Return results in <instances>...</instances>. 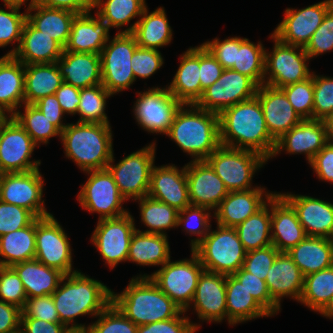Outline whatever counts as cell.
I'll return each instance as SVG.
<instances>
[{
    "mask_svg": "<svg viewBox=\"0 0 333 333\" xmlns=\"http://www.w3.org/2000/svg\"><path fill=\"white\" fill-rule=\"evenodd\" d=\"M222 146L251 150L269 160L276 140L270 135L258 97L237 103L219 114Z\"/></svg>",
    "mask_w": 333,
    "mask_h": 333,
    "instance_id": "6da1fadb",
    "label": "cell"
},
{
    "mask_svg": "<svg viewBox=\"0 0 333 333\" xmlns=\"http://www.w3.org/2000/svg\"><path fill=\"white\" fill-rule=\"evenodd\" d=\"M52 298L60 323L70 330L86 331L88 325L76 323L75 318L99 315L112 302V291L104 283L77 271L63 277Z\"/></svg>",
    "mask_w": 333,
    "mask_h": 333,
    "instance_id": "7a4b0ae2",
    "label": "cell"
},
{
    "mask_svg": "<svg viewBox=\"0 0 333 333\" xmlns=\"http://www.w3.org/2000/svg\"><path fill=\"white\" fill-rule=\"evenodd\" d=\"M166 135L193 161L206 160L221 145L219 114L183 104Z\"/></svg>",
    "mask_w": 333,
    "mask_h": 333,
    "instance_id": "3957f363",
    "label": "cell"
},
{
    "mask_svg": "<svg viewBox=\"0 0 333 333\" xmlns=\"http://www.w3.org/2000/svg\"><path fill=\"white\" fill-rule=\"evenodd\" d=\"M112 303L137 326L172 319L183 311L149 277H132L121 293L112 291Z\"/></svg>",
    "mask_w": 333,
    "mask_h": 333,
    "instance_id": "277c9868",
    "label": "cell"
},
{
    "mask_svg": "<svg viewBox=\"0 0 333 333\" xmlns=\"http://www.w3.org/2000/svg\"><path fill=\"white\" fill-rule=\"evenodd\" d=\"M110 124L78 122L61 132L65 156L72 159L81 171L107 169L113 156Z\"/></svg>",
    "mask_w": 333,
    "mask_h": 333,
    "instance_id": "5b68a950",
    "label": "cell"
},
{
    "mask_svg": "<svg viewBox=\"0 0 333 333\" xmlns=\"http://www.w3.org/2000/svg\"><path fill=\"white\" fill-rule=\"evenodd\" d=\"M210 227L205 238L192 251L197 255L204 270L223 275H233L243 267L246 251L233 227L217 224Z\"/></svg>",
    "mask_w": 333,
    "mask_h": 333,
    "instance_id": "8992f818",
    "label": "cell"
},
{
    "mask_svg": "<svg viewBox=\"0 0 333 333\" xmlns=\"http://www.w3.org/2000/svg\"><path fill=\"white\" fill-rule=\"evenodd\" d=\"M203 270L204 267L197 255L191 250L190 259L175 262H171L170 259L151 275L144 274L137 277H149L172 301L187 312L192 306L198 279Z\"/></svg>",
    "mask_w": 333,
    "mask_h": 333,
    "instance_id": "52a82bcc",
    "label": "cell"
},
{
    "mask_svg": "<svg viewBox=\"0 0 333 333\" xmlns=\"http://www.w3.org/2000/svg\"><path fill=\"white\" fill-rule=\"evenodd\" d=\"M206 161L231 191H245L252 188V177L266 164L261 154L245 149H235L220 145Z\"/></svg>",
    "mask_w": 333,
    "mask_h": 333,
    "instance_id": "ba28073f",
    "label": "cell"
},
{
    "mask_svg": "<svg viewBox=\"0 0 333 333\" xmlns=\"http://www.w3.org/2000/svg\"><path fill=\"white\" fill-rule=\"evenodd\" d=\"M137 47L132 33H116L103 47L100 53L102 85L112 95L129 89L135 82L131 58Z\"/></svg>",
    "mask_w": 333,
    "mask_h": 333,
    "instance_id": "9c48e42d",
    "label": "cell"
},
{
    "mask_svg": "<svg viewBox=\"0 0 333 333\" xmlns=\"http://www.w3.org/2000/svg\"><path fill=\"white\" fill-rule=\"evenodd\" d=\"M269 37L275 43L270 53L265 50L264 84L283 88L312 76L306 63L310 58L303 47L284 44L272 34Z\"/></svg>",
    "mask_w": 333,
    "mask_h": 333,
    "instance_id": "30bf717a",
    "label": "cell"
},
{
    "mask_svg": "<svg viewBox=\"0 0 333 333\" xmlns=\"http://www.w3.org/2000/svg\"><path fill=\"white\" fill-rule=\"evenodd\" d=\"M156 143L131 153L114 165V155L108 163L107 169L113 175L120 194L128 201H137L147 196L151 170L155 161Z\"/></svg>",
    "mask_w": 333,
    "mask_h": 333,
    "instance_id": "8fae6325",
    "label": "cell"
},
{
    "mask_svg": "<svg viewBox=\"0 0 333 333\" xmlns=\"http://www.w3.org/2000/svg\"><path fill=\"white\" fill-rule=\"evenodd\" d=\"M84 173L90 175L78 194L80 206L99 214V219L116 218L129 211L122 207L127 201L119 192L113 175L108 169L90 170Z\"/></svg>",
    "mask_w": 333,
    "mask_h": 333,
    "instance_id": "7c38bea8",
    "label": "cell"
},
{
    "mask_svg": "<svg viewBox=\"0 0 333 333\" xmlns=\"http://www.w3.org/2000/svg\"><path fill=\"white\" fill-rule=\"evenodd\" d=\"M35 259L65 275L72 269V249L62 226L52 215L35 219Z\"/></svg>",
    "mask_w": 333,
    "mask_h": 333,
    "instance_id": "4fadbf2b",
    "label": "cell"
},
{
    "mask_svg": "<svg viewBox=\"0 0 333 333\" xmlns=\"http://www.w3.org/2000/svg\"><path fill=\"white\" fill-rule=\"evenodd\" d=\"M134 103V115L138 125L149 133H168L175 114L183 105L167 87H152L148 91L139 92Z\"/></svg>",
    "mask_w": 333,
    "mask_h": 333,
    "instance_id": "5bb4252c",
    "label": "cell"
},
{
    "mask_svg": "<svg viewBox=\"0 0 333 333\" xmlns=\"http://www.w3.org/2000/svg\"><path fill=\"white\" fill-rule=\"evenodd\" d=\"M135 230L134 218L130 212L116 218L98 220L91 242L110 269L115 268L122 261H127L132 234Z\"/></svg>",
    "mask_w": 333,
    "mask_h": 333,
    "instance_id": "9a60e30c",
    "label": "cell"
},
{
    "mask_svg": "<svg viewBox=\"0 0 333 333\" xmlns=\"http://www.w3.org/2000/svg\"><path fill=\"white\" fill-rule=\"evenodd\" d=\"M44 178L39 168L27 172L0 174V200L30 210L37 218L52 215L46 211L43 197Z\"/></svg>",
    "mask_w": 333,
    "mask_h": 333,
    "instance_id": "2e32d148",
    "label": "cell"
},
{
    "mask_svg": "<svg viewBox=\"0 0 333 333\" xmlns=\"http://www.w3.org/2000/svg\"><path fill=\"white\" fill-rule=\"evenodd\" d=\"M258 87L251 78L232 69H224L220 78L203 91L195 105L220 114L228 107L253 98Z\"/></svg>",
    "mask_w": 333,
    "mask_h": 333,
    "instance_id": "e0dca14e",
    "label": "cell"
},
{
    "mask_svg": "<svg viewBox=\"0 0 333 333\" xmlns=\"http://www.w3.org/2000/svg\"><path fill=\"white\" fill-rule=\"evenodd\" d=\"M36 146L30 135L11 115L4 116L0 140V174L38 169L41 161H30Z\"/></svg>",
    "mask_w": 333,
    "mask_h": 333,
    "instance_id": "ac0fdd59",
    "label": "cell"
},
{
    "mask_svg": "<svg viewBox=\"0 0 333 333\" xmlns=\"http://www.w3.org/2000/svg\"><path fill=\"white\" fill-rule=\"evenodd\" d=\"M332 6L333 0H324L299 10L287 8L272 35L284 44L305 48Z\"/></svg>",
    "mask_w": 333,
    "mask_h": 333,
    "instance_id": "d6986e66",
    "label": "cell"
},
{
    "mask_svg": "<svg viewBox=\"0 0 333 333\" xmlns=\"http://www.w3.org/2000/svg\"><path fill=\"white\" fill-rule=\"evenodd\" d=\"M185 172L191 205L216 210L229 191L210 164L191 160L185 164Z\"/></svg>",
    "mask_w": 333,
    "mask_h": 333,
    "instance_id": "ffe728a7",
    "label": "cell"
},
{
    "mask_svg": "<svg viewBox=\"0 0 333 333\" xmlns=\"http://www.w3.org/2000/svg\"><path fill=\"white\" fill-rule=\"evenodd\" d=\"M147 196L181 211L191 205L185 166L179 170L175 164L155 166L150 175Z\"/></svg>",
    "mask_w": 333,
    "mask_h": 333,
    "instance_id": "44dd1931",
    "label": "cell"
},
{
    "mask_svg": "<svg viewBox=\"0 0 333 333\" xmlns=\"http://www.w3.org/2000/svg\"><path fill=\"white\" fill-rule=\"evenodd\" d=\"M192 303L202 321L220 323L226 319V275L203 270Z\"/></svg>",
    "mask_w": 333,
    "mask_h": 333,
    "instance_id": "7402d4cb",
    "label": "cell"
},
{
    "mask_svg": "<svg viewBox=\"0 0 333 333\" xmlns=\"http://www.w3.org/2000/svg\"><path fill=\"white\" fill-rule=\"evenodd\" d=\"M296 211L307 236L333 239V204L305 195L279 193Z\"/></svg>",
    "mask_w": 333,
    "mask_h": 333,
    "instance_id": "603a6c76",
    "label": "cell"
},
{
    "mask_svg": "<svg viewBox=\"0 0 333 333\" xmlns=\"http://www.w3.org/2000/svg\"><path fill=\"white\" fill-rule=\"evenodd\" d=\"M256 96L261 104L267 129L275 140L303 120L281 88L262 84L258 87Z\"/></svg>",
    "mask_w": 333,
    "mask_h": 333,
    "instance_id": "cb8c5ba5",
    "label": "cell"
},
{
    "mask_svg": "<svg viewBox=\"0 0 333 333\" xmlns=\"http://www.w3.org/2000/svg\"><path fill=\"white\" fill-rule=\"evenodd\" d=\"M328 143L326 126L323 120L303 119L278 140L272 157L285 150L289 154H306L310 163L313 157Z\"/></svg>",
    "mask_w": 333,
    "mask_h": 333,
    "instance_id": "d4e9b609",
    "label": "cell"
},
{
    "mask_svg": "<svg viewBox=\"0 0 333 333\" xmlns=\"http://www.w3.org/2000/svg\"><path fill=\"white\" fill-rule=\"evenodd\" d=\"M273 195V192H266L261 186L228 192L214 211L216 222L224 227L235 228L260 210Z\"/></svg>",
    "mask_w": 333,
    "mask_h": 333,
    "instance_id": "484cf974",
    "label": "cell"
},
{
    "mask_svg": "<svg viewBox=\"0 0 333 333\" xmlns=\"http://www.w3.org/2000/svg\"><path fill=\"white\" fill-rule=\"evenodd\" d=\"M307 237L296 211L279 194L271 197V241L279 252H288Z\"/></svg>",
    "mask_w": 333,
    "mask_h": 333,
    "instance_id": "4316f807",
    "label": "cell"
},
{
    "mask_svg": "<svg viewBox=\"0 0 333 333\" xmlns=\"http://www.w3.org/2000/svg\"><path fill=\"white\" fill-rule=\"evenodd\" d=\"M109 26L96 13L77 14L64 51L100 54L110 39Z\"/></svg>",
    "mask_w": 333,
    "mask_h": 333,
    "instance_id": "83f0119b",
    "label": "cell"
},
{
    "mask_svg": "<svg viewBox=\"0 0 333 333\" xmlns=\"http://www.w3.org/2000/svg\"><path fill=\"white\" fill-rule=\"evenodd\" d=\"M272 300L281 308L283 297L300 300L304 275L287 252H279L265 280Z\"/></svg>",
    "mask_w": 333,
    "mask_h": 333,
    "instance_id": "f1b7e54d",
    "label": "cell"
},
{
    "mask_svg": "<svg viewBox=\"0 0 333 333\" xmlns=\"http://www.w3.org/2000/svg\"><path fill=\"white\" fill-rule=\"evenodd\" d=\"M55 63L65 83L80 89L102 84L100 54L64 51Z\"/></svg>",
    "mask_w": 333,
    "mask_h": 333,
    "instance_id": "f546056e",
    "label": "cell"
},
{
    "mask_svg": "<svg viewBox=\"0 0 333 333\" xmlns=\"http://www.w3.org/2000/svg\"><path fill=\"white\" fill-rule=\"evenodd\" d=\"M63 52L64 47L60 43L26 21L19 48L13 56L24 65L50 64L55 63Z\"/></svg>",
    "mask_w": 333,
    "mask_h": 333,
    "instance_id": "4dcf8cb0",
    "label": "cell"
},
{
    "mask_svg": "<svg viewBox=\"0 0 333 333\" xmlns=\"http://www.w3.org/2000/svg\"><path fill=\"white\" fill-rule=\"evenodd\" d=\"M169 92L182 104H196L201 98L200 46L190 47L180 57V65Z\"/></svg>",
    "mask_w": 333,
    "mask_h": 333,
    "instance_id": "1f68e13d",
    "label": "cell"
},
{
    "mask_svg": "<svg viewBox=\"0 0 333 333\" xmlns=\"http://www.w3.org/2000/svg\"><path fill=\"white\" fill-rule=\"evenodd\" d=\"M146 7L136 22L123 31L117 33H132L137 45L142 48L155 49L167 46L173 39L165 9L158 7L148 14Z\"/></svg>",
    "mask_w": 333,
    "mask_h": 333,
    "instance_id": "d6a6232c",
    "label": "cell"
},
{
    "mask_svg": "<svg viewBox=\"0 0 333 333\" xmlns=\"http://www.w3.org/2000/svg\"><path fill=\"white\" fill-rule=\"evenodd\" d=\"M24 64L13 55L0 58V109L13 115L24 104Z\"/></svg>",
    "mask_w": 333,
    "mask_h": 333,
    "instance_id": "836d02e7",
    "label": "cell"
},
{
    "mask_svg": "<svg viewBox=\"0 0 333 333\" xmlns=\"http://www.w3.org/2000/svg\"><path fill=\"white\" fill-rule=\"evenodd\" d=\"M28 298L52 295L65 274L36 259L14 264Z\"/></svg>",
    "mask_w": 333,
    "mask_h": 333,
    "instance_id": "e575fe53",
    "label": "cell"
},
{
    "mask_svg": "<svg viewBox=\"0 0 333 333\" xmlns=\"http://www.w3.org/2000/svg\"><path fill=\"white\" fill-rule=\"evenodd\" d=\"M287 253L307 276L333 265V239L307 236Z\"/></svg>",
    "mask_w": 333,
    "mask_h": 333,
    "instance_id": "d590c367",
    "label": "cell"
},
{
    "mask_svg": "<svg viewBox=\"0 0 333 333\" xmlns=\"http://www.w3.org/2000/svg\"><path fill=\"white\" fill-rule=\"evenodd\" d=\"M31 11L35 13L32 14ZM27 21L37 30L52 37L63 47L66 46L72 22L77 13L61 8L31 5L26 10Z\"/></svg>",
    "mask_w": 333,
    "mask_h": 333,
    "instance_id": "8d00e7d4",
    "label": "cell"
},
{
    "mask_svg": "<svg viewBox=\"0 0 333 333\" xmlns=\"http://www.w3.org/2000/svg\"><path fill=\"white\" fill-rule=\"evenodd\" d=\"M226 307V320L233 326L252 319L271 316L234 275H226Z\"/></svg>",
    "mask_w": 333,
    "mask_h": 333,
    "instance_id": "74e56055",
    "label": "cell"
},
{
    "mask_svg": "<svg viewBox=\"0 0 333 333\" xmlns=\"http://www.w3.org/2000/svg\"><path fill=\"white\" fill-rule=\"evenodd\" d=\"M170 260L167 235L135 230L129 246L127 261L142 266H163Z\"/></svg>",
    "mask_w": 333,
    "mask_h": 333,
    "instance_id": "f35d334b",
    "label": "cell"
},
{
    "mask_svg": "<svg viewBox=\"0 0 333 333\" xmlns=\"http://www.w3.org/2000/svg\"><path fill=\"white\" fill-rule=\"evenodd\" d=\"M24 103L34 104L41 98L55 94L63 78L56 63L24 65Z\"/></svg>",
    "mask_w": 333,
    "mask_h": 333,
    "instance_id": "ab89813d",
    "label": "cell"
},
{
    "mask_svg": "<svg viewBox=\"0 0 333 333\" xmlns=\"http://www.w3.org/2000/svg\"><path fill=\"white\" fill-rule=\"evenodd\" d=\"M35 220L28 226L0 236V266L12 267L14 264L35 259Z\"/></svg>",
    "mask_w": 333,
    "mask_h": 333,
    "instance_id": "60d3db41",
    "label": "cell"
},
{
    "mask_svg": "<svg viewBox=\"0 0 333 333\" xmlns=\"http://www.w3.org/2000/svg\"><path fill=\"white\" fill-rule=\"evenodd\" d=\"M235 230L246 252L272 245L271 198L254 215L235 227Z\"/></svg>",
    "mask_w": 333,
    "mask_h": 333,
    "instance_id": "b9f144b4",
    "label": "cell"
},
{
    "mask_svg": "<svg viewBox=\"0 0 333 333\" xmlns=\"http://www.w3.org/2000/svg\"><path fill=\"white\" fill-rule=\"evenodd\" d=\"M265 48L247 38L236 36V56L232 70L251 78L258 86L264 84Z\"/></svg>",
    "mask_w": 333,
    "mask_h": 333,
    "instance_id": "7bdbcfd3",
    "label": "cell"
},
{
    "mask_svg": "<svg viewBox=\"0 0 333 333\" xmlns=\"http://www.w3.org/2000/svg\"><path fill=\"white\" fill-rule=\"evenodd\" d=\"M137 200L140 207V220L148 227L147 230L141 231L136 229L137 231L167 235V233H165L167 229L178 227L179 211L175 208L149 196Z\"/></svg>",
    "mask_w": 333,
    "mask_h": 333,
    "instance_id": "ee69618b",
    "label": "cell"
},
{
    "mask_svg": "<svg viewBox=\"0 0 333 333\" xmlns=\"http://www.w3.org/2000/svg\"><path fill=\"white\" fill-rule=\"evenodd\" d=\"M333 296V265L304 276L299 302L314 312H320Z\"/></svg>",
    "mask_w": 333,
    "mask_h": 333,
    "instance_id": "f6af8a7d",
    "label": "cell"
},
{
    "mask_svg": "<svg viewBox=\"0 0 333 333\" xmlns=\"http://www.w3.org/2000/svg\"><path fill=\"white\" fill-rule=\"evenodd\" d=\"M147 7L145 0H94L95 12L109 28H121L135 17L139 18Z\"/></svg>",
    "mask_w": 333,
    "mask_h": 333,
    "instance_id": "bcb514c9",
    "label": "cell"
},
{
    "mask_svg": "<svg viewBox=\"0 0 333 333\" xmlns=\"http://www.w3.org/2000/svg\"><path fill=\"white\" fill-rule=\"evenodd\" d=\"M23 106L24 114L17 110L12 117L30 135L38 147L42 143H49L51 137H61V131L34 104L24 103Z\"/></svg>",
    "mask_w": 333,
    "mask_h": 333,
    "instance_id": "7dc6e473",
    "label": "cell"
},
{
    "mask_svg": "<svg viewBox=\"0 0 333 333\" xmlns=\"http://www.w3.org/2000/svg\"><path fill=\"white\" fill-rule=\"evenodd\" d=\"M110 96L112 94L102 84L80 89L78 122L110 124L105 113L106 100Z\"/></svg>",
    "mask_w": 333,
    "mask_h": 333,
    "instance_id": "c3c4849f",
    "label": "cell"
},
{
    "mask_svg": "<svg viewBox=\"0 0 333 333\" xmlns=\"http://www.w3.org/2000/svg\"><path fill=\"white\" fill-rule=\"evenodd\" d=\"M8 9H0V47H6L10 43L17 46L7 52L6 55H13L19 48L23 27L27 21V13H20V6L4 5Z\"/></svg>",
    "mask_w": 333,
    "mask_h": 333,
    "instance_id": "681fc988",
    "label": "cell"
},
{
    "mask_svg": "<svg viewBox=\"0 0 333 333\" xmlns=\"http://www.w3.org/2000/svg\"><path fill=\"white\" fill-rule=\"evenodd\" d=\"M211 210L205 207L190 205L178 213V227L183 225V229L190 235L198 238L191 240V250L200 243L208 234L211 224ZM210 212V213H209Z\"/></svg>",
    "mask_w": 333,
    "mask_h": 333,
    "instance_id": "f907efd6",
    "label": "cell"
},
{
    "mask_svg": "<svg viewBox=\"0 0 333 333\" xmlns=\"http://www.w3.org/2000/svg\"><path fill=\"white\" fill-rule=\"evenodd\" d=\"M88 325L86 333H137L138 326L129 320L112 302Z\"/></svg>",
    "mask_w": 333,
    "mask_h": 333,
    "instance_id": "816d5d0a",
    "label": "cell"
},
{
    "mask_svg": "<svg viewBox=\"0 0 333 333\" xmlns=\"http://www.w3.org/2000/svg\"><path fill=\"white\" fill-rule=\"evenodd\" d=\"M293 109L302 119H312L314 103V85L312 76L302 82L287 85L281 88Z\"/></svg>",
    "mask_w": 333,
    "mask_h": 333,
    "instance_id": "f5cc1de1",
    "label": "cell"
},
{
    "mask_svg": "<svg viewBox=\"0 0 333 333\" xmlns=\"http://www.w3.org/2000/svg\"><path fill=\"white\" fill-rule=\"evenodd\" d=\"M233 275L271 316L280 311V307L272 300L267 284L264 280L246 271L243 267H241Z\"/></svg>",
    "mask_w": 333,
    "mask_h": 333,
    "instance_id": "db71d44e",
    "label": "cell"
},
{
    "mask_svg": "<svg viewBox=\"0 0 333 333\" xmlns=\"http://www.w3.org/2000/svg\"><path fill=\"white\" fill-rule=\"evenodd\" d=\"M314 103L312 119L324 120L333 113V78L313 72Z\"/></svg>",
    "mask_w": 333,
    "mask_h": 333,
    "instance_id": "11a10c76",
    "label": "cell"
},
{
    "mask_svg": "<svg viewBox=\"0 0 333 333\" xmlns=\"http://www.w3.org/2000/svg\"><path fill=\"white\" fill-rule=\"evenodd\" d=\"M0 300L21 310L25 306L27 295L19 275L12 267L0 266Z\"/></svg>",
    "mask_w": 333,
    "mask_h": 333,
    "instance_id": "9f6ffc18",
    "label": "cell"
},
{
    "mask_svg": "<svg viewBox=\"0 0 333 333\" xmlns=\"http://www.w3.org/2000/svg\"><path fill=\"white\" fill-rule=\"evenodd\" d=\"M36 218L30 210L0 200V236L20 230Z\"/></svg>",
    "mask_w": 333,
    "mask_h": 333,
    "instance_id": "6f0895ef",
    "label": "cell"
},
{
    "mask_svg": "<svg viewBox=\"0 0 333 333\" xmlns=\"http://www.w3.org/2000/svg\"><path fill=\"white\" fill-rule=\"evenodd\" d=\"M304 49L310 59L333 50V6Z\"/></svg>",
    "mask_w": 333,
    "mask_h": 333,
    "instance_id": "680465c9",
    "label": "cell"
},
{
    "mask_svg": "<svg viewBox=\"0 0 333 333\" xmlns=\"http://www.w3.org/2000/svg\"><path fill=\"white\" fill-rule=\"evenodd\" d=\"M164 64V59L159 50L142 48L138 46L131 58V68L135 81L137 77L147 79Z\"/></svg>",
    "mask_w": 333,
    "mask_h": 333,
    "instance_id": "91938a15",
    "label": "cell"
},
{
    "mask_svg": "<svg viewBox=\"0 0 333 333\" xmlns=\"http://www.w3.org/2000/svg\"><path fill=\"white\" fill-rule=\"evenodd\" d=\"M278 253L279 251L273 245L246 252L243 268L265 281Z\"/></svg>",
    "mask_w": 333,
    "mask_h": 333,
    "instance_id": "94428289",
    "label": "cell"
},
{
    "mask_svg": "<svg viewBox=\"0 0 333 333\" xmlns=\"http://www.w3.org/2000/svg\"><path fill=\"white\" fill-rule=\"evenodd\" d=\"M183 314L185 311L172 319L140 325L137 333H195L201 325L191 322L189 317L183 316Z\"/></svg>",
    "mask_w": 333,
    "mask_h": 333,
    "instance_id": "6125c7cd",
    "label": "cell"
},
{
    "mask_svg": "<svg viewBox=\"0 0 333 333\" xmlns=\"http://www.w3.org/2000/svg\"><path fill=\"white\" fill-rule=\"evenodd\" d=\"M21 311V317H32L51 323H60L52 295L28 298Z\"/></svg>",
    "mask_w": 333,
    "mask_h": 333,
    "instance_id": "be15d7a7",
    "label": "cell"
},
{
    "mask_svg": "<svg viewBox=\"0 0 333 333\" xmlns=\"http://www.w3.org/2000/svg\"><path fill=\"white\" fill-rule=\"evenodd\" d=\"M222 65L216 60L211 52L203 45H200V84L201 96L203 91L216 82L223 72Z\"/></svg>",
    "mask_w": 333,
    "mask_h": 333,
    "instance_id": "e7e4bbea",
    "label": "cell"
},
{
    "mask_svg": "<svg viewBox=\"0 0 333 333\" xmlns=\"http://www.w3.org/2000/svg\"><path fill=\"white\" fill-rule=\"evenodd\" d=\"M222 65L223 69H232L236 56V36L224 40L218 38L202 43Z\"/></svg>",
    "mask_w": 333,
    "mask_h": 333,
    "instance_id": "03108f58",
    "label": "cell"
},
{
    "mask_svg": "<svg viewBox=\"0 0 333 333\" xmlns=\"http://www.w3.org/2000/svg\"><path fill=\"white\" fill-rule=\"evenodd\" d=\"M317 178L333 183V144L327 143L309 163Z\"/></svg>",
    "mask_w": 333,
    "mask_h": 333,
    "instance_id": "003e7915",
    "label": "cell"
},
{
    "mask_svg": "<svg viewBox=\"0 0 333 333\" xmlns=\"http://www.w3.org/2000/svg\"><path fill=\"white\" fill-rule=\"evenodd\" d=\"M34 105L47 117L52 124H54L61 132L68 124H63L61 120L64 116V112L57 100L55 94L48 95L41 98Z\"/></svg>",
    "mask_w": 333,
    "mask_h": 333,
    "instance_id": "a7ac6f4b",
    "label": "cell"
},
{
    "mask_svg": "<svg viewBox=\"0 0 333 333\" xmlns=\"http://www.w3.org/2000/svg\"><path fill=\"white\" fill-rule=\"evenodd\" d=\"M20 330L22 333H67L70 331L62 323H51L32 317L20 318Z\"/></svg>",
    "mask_w": 333,
    "mask_h": 333,
    "instance_id": "89a4df30",
    "label": "cell"
},
{
    "mask_svg": "<svg viewBox=\"0 0 333 333\" xmlns=\"http://www.w3.org/2000/svg\"><path fill=\"white\" fill-rule=\"evenodd\" d=\"M55 96L65 114L75 115L80 101V88L63 82L55 92Z\"/></svg>",
    "mask_w": 333,
    "mask_h": 333,
    "instance_id": "2644e50d",
    "label": "cell"
},
{
    "mask_svg": "<svg viewBox=\"0 0 333 333\" xmlns=\"http://www.w3.org/2000/svg\"><path fill=\"white\" fill-rule=\"evenodd\" d=\"M21 309L0 300V333H14L20 330Z\"/></svg>",
    "mask_w": 333,
    "mask_h": 333,
    "instance_id": "8c879c8a",
    "label": "cell"
},
{
    "mask_svg": "<svg viewBox=\"0 0 333 333\" xmlns=\"http://www.w3.org/2000/svg\"><path fill=\"white\" fill-rule=\"evenodd\" d=\"M33 4L67 9L77 14L87 13L94 9V0H34Z\"/></svg>",
    "mask_w": 333,
    "mask_h": 333,
    "instance_id": "753ad0ef",
    "label": "cell"
},
{
    "mask_svg": "<svg viewBox=\"0 0 333 333\" xmlns=\"http://www.w3.org/2000/svg\"><path fill=\"white\" fill-rule=\"evenodd\" d=\"M326 126L328 143L333 144V113L323 120Z\"/></svg>",
    "mask_w": 333,
    "mask_h": 333,
    "instance_id": "34e18365",
    "label": "cell"
},
{
    "mask_svg": "<svg viewBox=\"0 0 333 333\" xmlns=\"http://www.w3.org/2000/svg\"><path fill=\"white\" fill-rule=\"evenodd\" d=\"M319 313L330 319L333 318V296L331 297L330 301L326 304V306Z\"/></svg>",
    "mask_w": 333,
    "mask_h": 333,
    "instance_id": "11e5206c",
    "label": "cell"
},
{
    "mask_svg": "<svg viewBox=\"0 0 333 333\" xmlns=\"http://www.w3.org/2000/svg\"><path fill=\"white\" fill-rule=\"evenodd\" d=\"M4 2V5H16V6H23V4H26V1L28 0H2ZM33 1L34 0H30V3H28V5L26 4V6H28L27 8H29L31 5H33Z\"/></svg>",
    "mask_w": 333,
    "mask_h": 333,
    "instance_id": "2a66077c",
    "label": "cell"
},
{
    "mask_svg": "<svg viewBox=\"0 0 333 333\" xmlns=\"http://www.w3.org/2000/svg\"><path fill=\"white\" fill-rule=\"evenodd\" d=\"M4 129V117L0 118V140Z\"/></svg>",
    "mask_w": 333,
    "mask_h": 333,
    "instance_id": "b9fcfbb0",
    "label": "cell"
},
{
    "mask_svg": "<svg viewBox=\"0 0 333 333\" xmlns=\"http://www.w3.org/2000/svg\"><path fill=\"white\" fill-rule=\"evenodd\" d=\"M67 333H86V331H82V330H70Z\"/></svg>",
    "mask_w": 333,
    "mask_h": 333,
    "instance_id": "09005b40",
    "label": "cell"
},
{
    "mask_svg": "<svg viewBox=\"0 0 333 333\" xmlns=\"http://www.w3.org/2000/svg\"><path fill=\"white\" fill-rule=\"evenodd\" d=\"M6 116V113H4L1 109H0V118Z\"/></svg>",
    "mask_w": 333,
    "mask_h": 333,
    "instance_id": "979ff035",
    "label": "cell"
},
{
    "mask_svg": "<svg viewBox=\"0 0 333 333\" xmlns=\"http://www.w3.org/2000/svg\"><path fill=\"white\" fill-rule=\"evenodd\" d=\"M14 333H22V332H21V330H18V331L14 332Z\"/></svg>",
    "mask_w": 333,
    "mask_h": 333,
    "instance_id": "deb4b68c",
    "label": "cell"
}]
</instances>
